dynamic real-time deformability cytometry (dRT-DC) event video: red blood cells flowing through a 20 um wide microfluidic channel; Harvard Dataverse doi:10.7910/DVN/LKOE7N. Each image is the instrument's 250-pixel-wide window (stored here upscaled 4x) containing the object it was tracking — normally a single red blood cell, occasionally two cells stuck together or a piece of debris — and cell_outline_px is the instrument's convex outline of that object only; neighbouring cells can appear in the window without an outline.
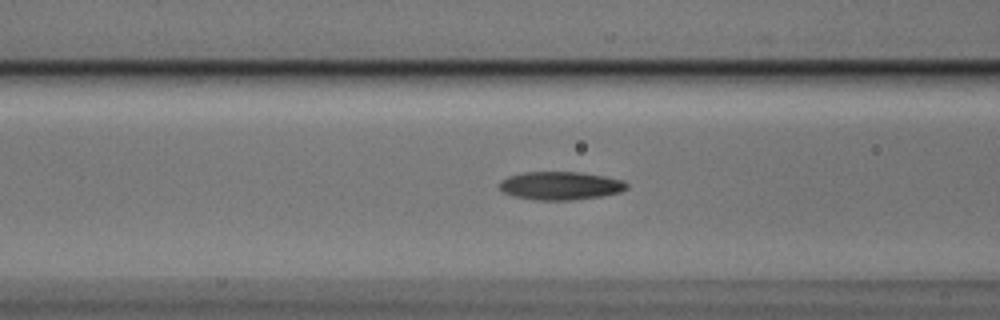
{"species": "Egyptian fruit bat (a non-hibernating species)", "species_latin": "Rousettus aegyptiacus", "temperature_condition": "cold", "stored_images_in_passage": 14, "camera_frame_rate_fps": 3000, "um_per_image_px": 0.085, "animal": {"sex": "male"}, "frame": {"image": 1, "passage_image": 5, "time_ms": 1.333, "image_size_px": [1000, 320], "cell_outline_px": [[628, 188], [620, 192], [600, 196], [572, 200], [536, 200], [512, 196], [504, 192], [500, 188], [500, 180], [508, 176], [524, 172], [580, 172], [604, 176], [624, 180], [628, 184]], "centroid_in_image_um": [47.64, 15.78], "position_along_channel_um": 119.0, "area_um2": 20.98}}
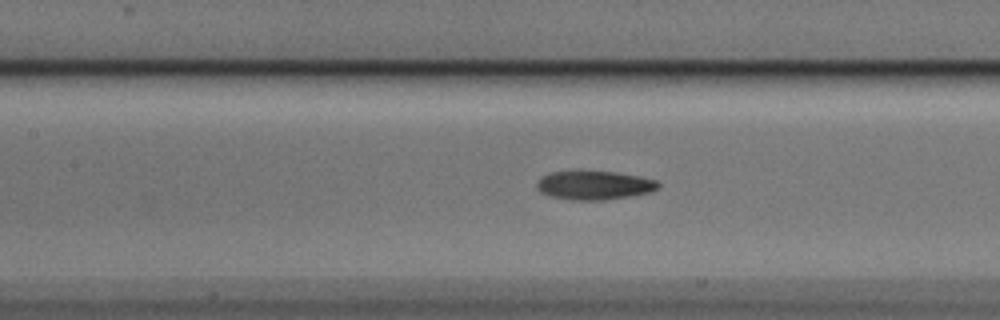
{"frame": {"image": 2, "passage_image": 8, "time_ms": 2.333, "image_size_px": [1000, 320], "cell_outline_px": [[660, 184], [652, 192], [604, 200], [572, 200], [548, 196], [540, 192], [536, 188], [536, 184], [540, 176], [548, 172], [576, 168], [580, 168], [616, 172], [640, 176], [656, 180]], "centroid_in_image_um": [50.41, 15.69], "position_along_channel_um": 157.0, "area_um2": 21.39}}
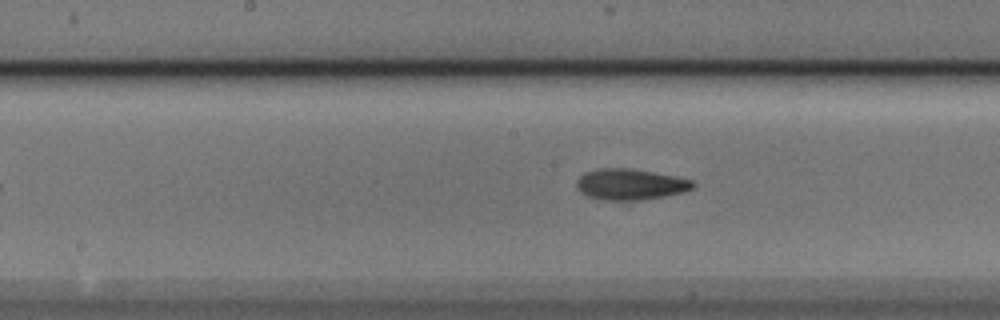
{"frame": {"image": 3, "passage_image": 11, "time_ms": 3.333, "image_size_px": [1000, 320], "cell_outline_px": [[696, 184], [692, 188], [684, 192], [644, 200], [604, 200], [588, 196], [580, 192], [576, 188], [576, 180], [584, 172], [600, 168], [628, 168], [676, 176], [692, 180]], "centroid_in_image_um": [53.56, 15.67], "position_along_channel_um": 194.6, "area_um2": 21.1}}